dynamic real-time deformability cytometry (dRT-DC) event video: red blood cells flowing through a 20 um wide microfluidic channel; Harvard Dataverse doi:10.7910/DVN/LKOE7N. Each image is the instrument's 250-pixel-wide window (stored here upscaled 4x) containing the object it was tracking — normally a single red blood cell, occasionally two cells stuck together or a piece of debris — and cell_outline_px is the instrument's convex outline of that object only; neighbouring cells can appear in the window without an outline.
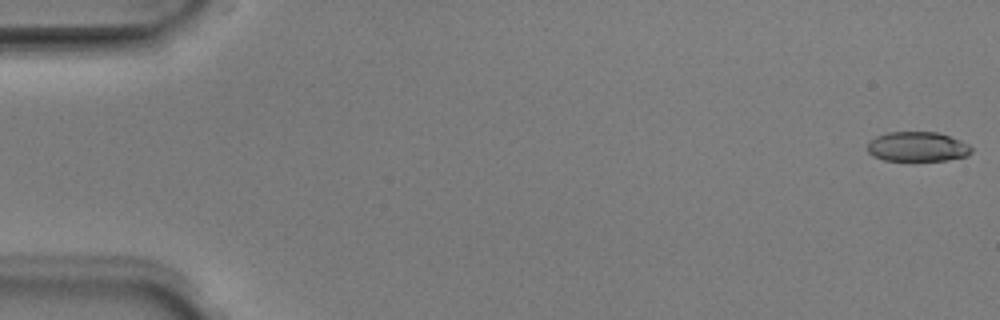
{"species": "Egyptian fruit bat (a non-hibernating species)", "species_latin": "Rousettus aegyptiacus", "temperature_condition": "room temperature", "stored_images_in_passage": 4, "camera_frame_rate_fps": 3000, "um_per_image_px": 0.085, "animal": {"sex": "male"}, "frame": {"image": 1, "passage_image": 4, "time_ms": 1.0, "image_size_px": [1000, 320], "cell_outline_px": [[972, 152], [968, 156], [948, 160], [884, 160], [872, 156], [868, 152], [868, 140], [876, 136], [888, 132], [936, 132], [960, 140], [968, 144], [972, 148]], "centroid_in_image_um": [77.97, 12.47], "position_along_channel_um": 7.0, "area_um2": 18.03}}